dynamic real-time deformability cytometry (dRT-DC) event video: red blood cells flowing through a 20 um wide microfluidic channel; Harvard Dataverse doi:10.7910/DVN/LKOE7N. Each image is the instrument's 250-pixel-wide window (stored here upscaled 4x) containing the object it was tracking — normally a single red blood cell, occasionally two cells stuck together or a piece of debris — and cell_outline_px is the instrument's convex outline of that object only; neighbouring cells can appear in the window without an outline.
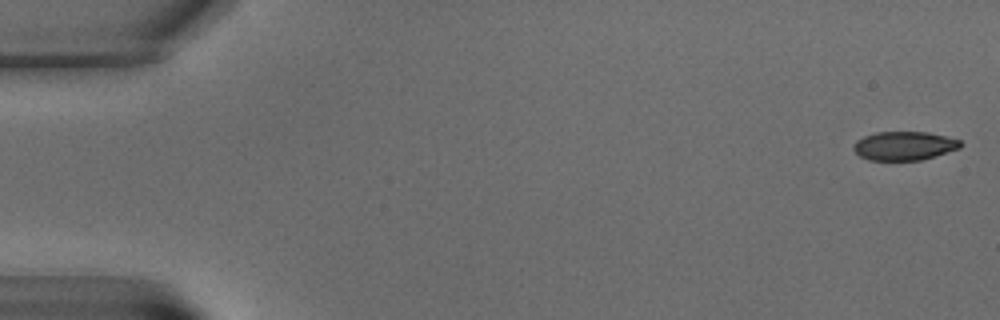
{"species": "common noctule bat (a hibernating species)", "species_latin": "Nyctalus noctula", "temperature_condition": "warm", "stored_images_in_passage": 6, "camera_frame_rate_fps": 3000, "um_per_image_px": 0.085, "animal": {"sex": "male", "body_mass_g": 15.6}, "frame": {"image": 1, "passage_image": 1, "time_ms": 0.0, "image_size_px": [1000, 320], "cell_outline_px": [[964, 144], [960, 148], [920, 160], [868, 160], [860, 156], [852, 148], [856, 140], [864, 136], [876, 132], [928, 132], [960, 140]], "centroid_in_image_um": [76.84, 12.39], "position_along_channel_um": 8.2, "area_um2": 17.86}}
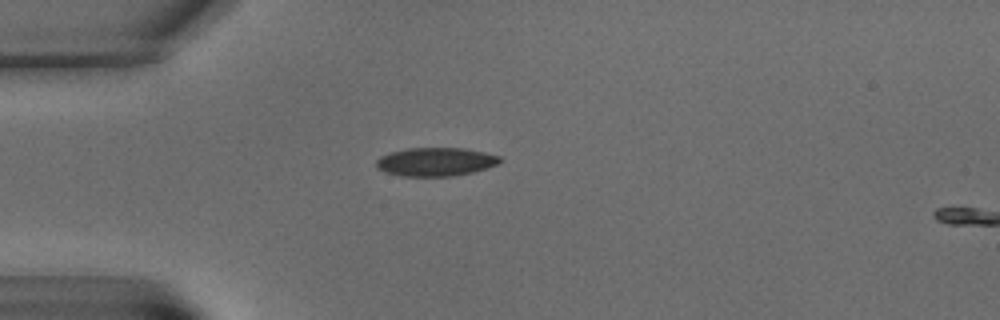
{"frame": {"image": 2, "passage_image": 5, "time_ms": 6.0, "image_size_px": [1000, 320], "cell_outline_px": [[504, 160], [488, 168], [472, 172], [452, 176], [400, 176], [384, 172], [376, 168], [376, 160], [380, 156], [392, 152], [408, 148], [464, 148], [484, 152], [500, 156]], "centroid_in_image_um": [37.02, 13.75], "position_along_channel_um": 48.0, "area_um2": 20.63}}